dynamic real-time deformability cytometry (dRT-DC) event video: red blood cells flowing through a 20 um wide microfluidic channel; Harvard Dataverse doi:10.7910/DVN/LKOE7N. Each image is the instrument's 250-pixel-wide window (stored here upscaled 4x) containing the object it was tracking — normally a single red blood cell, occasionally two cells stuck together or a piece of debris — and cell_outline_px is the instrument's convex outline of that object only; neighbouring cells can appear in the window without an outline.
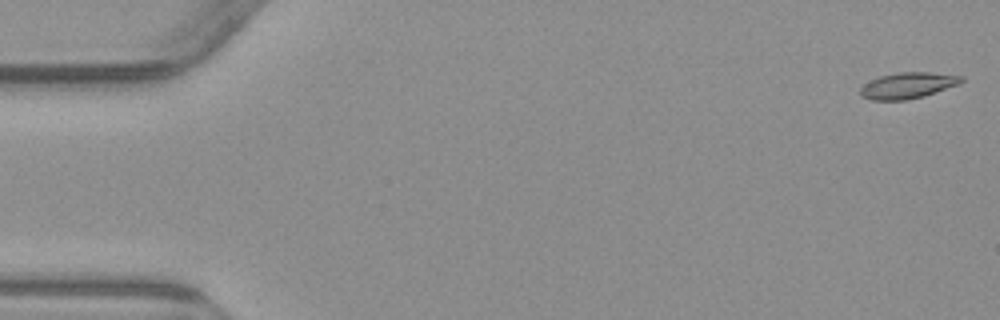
{"species": "common noctule bat (a hibernating species)", "species_latin": "Nyctalus noctula", "temperature_condition": "warm", "stored_images_in_passage": 5, "camera_frame_rate_fps": 3000, "um_per_image_px": 0.085, "animal": {"sex": "male", "body_mass_g": 23.1, "forearm_length_mm": 52.7}, "frame": {"image": 1, "passage_image": 1, "time_ms": 0.0, "image_size_px": [1000, 320], "cell_outline_px": [[964, 80], [960, 84], [924, 96], [908, 100], [872, 100], [860, 96], [860, 88], [864, 84], [880, 76], [900, 72], [932, 72], [964, 76]], "centroid_in_image_um": [77.19, 7.26], "position_along_channel_um": 7.8, "area_um2": 15.43}}
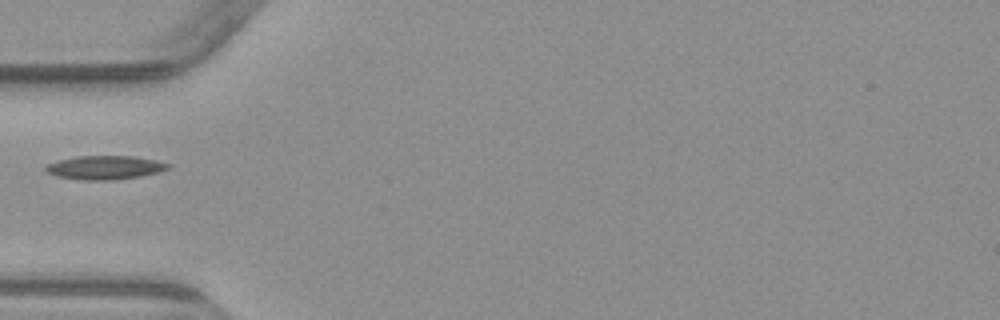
{"frame": {"image": 2, "passage_image": 5, "time_ms": 5.667, "image_size_px": [1000, 320], "cell_outline_px": [[172, 164], [168, 168], [156, 172], [140, 176], [116, 180], [84, 180], [56, 176], [48, 172], [44, 168], [44, 164], [56, 160], [76, 156], [136, 156], [156, 160]], "centroid_in_image_um": [8.87, 14.23], "position_along_channel_um": 76.1, "area_um2": 17.05}}